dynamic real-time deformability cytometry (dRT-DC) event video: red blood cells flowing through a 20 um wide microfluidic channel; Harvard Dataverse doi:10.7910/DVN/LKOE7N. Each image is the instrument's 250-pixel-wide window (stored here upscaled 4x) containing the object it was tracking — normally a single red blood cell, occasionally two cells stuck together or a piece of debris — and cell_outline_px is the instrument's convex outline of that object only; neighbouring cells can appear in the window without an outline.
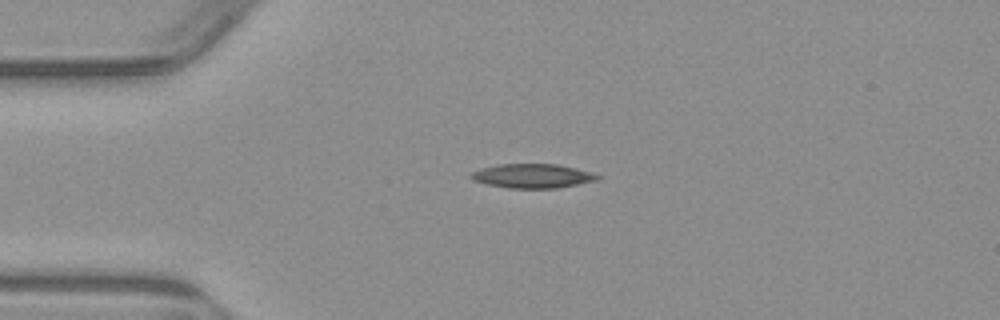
{"species": "common noctule bat (a hibernating species)", "species_latin": "Nyctalus noctula", "temperature_condition": "warm", "stored_images_in_passage": 4, "camera_frame_rate_fps": 3000, "um_per_image_px": 0.085, "animal": {"sex": "male", "body_mass_g": 23.1, "forearm_length_mm": 52.7}, "frame": {"image": 1, "passage_image": 1, "time_ms": 0.0, "image_size_px": [1000, 320], "cell_outline_px": [[604, 176], [600, 180], [556, 188], [508, 188], [488, 184], [472, 180], [468, 176], [472, 172], [480, 168], [496, 164], [556, 164], [576, 168], [592, 172]], "centroid_in_image_um": [45.29, 14.95], "position_along_channel_um": 39.7, "area_um2": 18.03}}
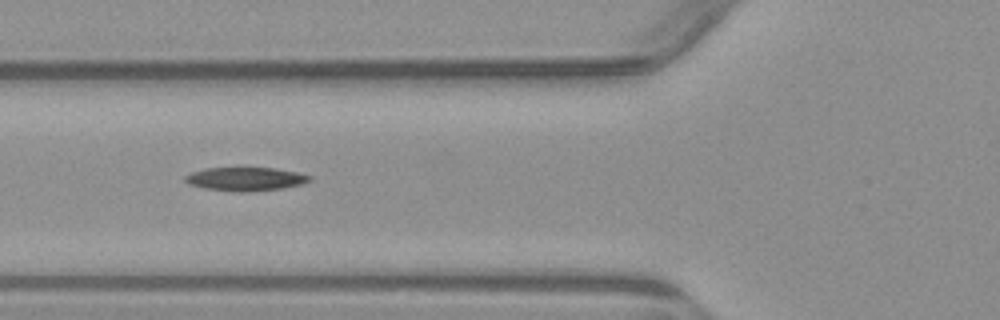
{"frame": {"image": 2, "passage_image": 3, "time_ms": 2.333, "image_size_px": [1000, 320], "cell_outline_px": [[312, 180], [304, 184], [284, 188], [248, 192], [232, 192], [204, 188], [188, 184], [184, 180], [184, 176], [192, 172], [204, 168], [236, 164], [276, 168], [296, 172], [312, 176]], "centroid_in_image_um": [20.85, 15.16], "position_along_channel_um": 105.0, "area_um2": 18.38}}
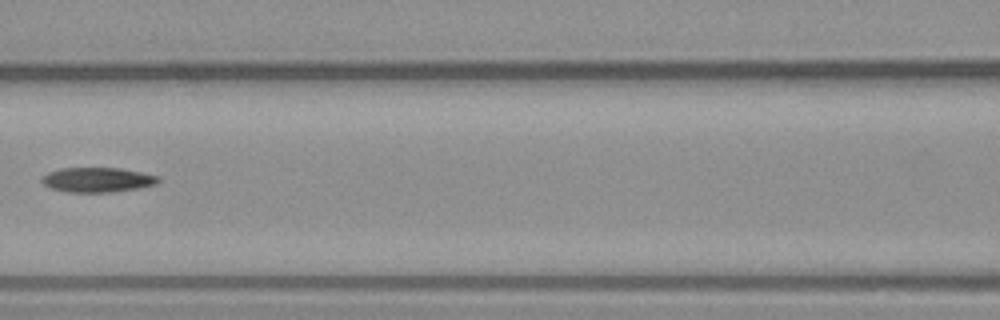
{"frame": {"image": 3, "passage_image": 4, "time_ms": 3.667, "image_size_px": [1000, 320], "cell_outline_px": [[160, 180], [156, 184], [140, 188], [112, 192], [68, 192], [52, 188], [44, 184], [40, 180], [40, 176], [48, 172], [60, 168], [120, 168], [160, 176]], "centroid_in_image_um": [8.28, 15.28], "position_along_channel_um": 158.3, "area_um2": 16.88}}